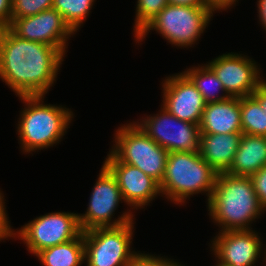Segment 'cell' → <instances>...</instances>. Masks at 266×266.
Segmentation results:
<instances>
[{"mask_svg":"<svg viewBox=\"0 0 266 266\" xmlns=\"http://www.w3.org/2000/svg\"><path fill=\"white\" fill-rule=\"evenodd\" d=\"M64 57L56 47L0 28V79L16 96H45L56 83Z\"/></svg>","mask_w":266,"mask_h":266,"instance_id":"6da1fadb","label":"cell"},{"mask_svg":"<svg viewBox=\"0 0 266 266\" xmlns=\"http://www.w3.org/2000/svg\"><path fill=\"white\" fill-rule=\"evenodd\" d=\"M206 206L209 218L219 227L218 232L252 230L253 221L256 222L265 212L250 176L227 172L217 174Z\"/></svg>","mask_w":266,"mask_h":266,"instance_id":"7a4b0ae2","label":"cell"},{"mask_svg":"<svg viewBox=\"0 0 266 266\" xmlns=\"http://www.w3.org/2000/svg\"><path fill=\"white\" fill-rule=\"evenodd\" d=\"M46 96H18L24 108L17 121V137L23 154L56 146L70 128L74 114L63 105L44 103Z\"/></svg>","mask_w":266,"mask_h":266,"instance_id":"3957f363","label":"cell"},{"mask_svg":"<svg viewBox=\"0 0 266 266\" xmlns=\"http://www.w3.org/2000/svg\"><path fill=\"white\" fill-rule=\"evenodd\" d=\"M217 174L199 152H168L165 174L159 184L161 195L184 206L191 196L204 193L208 203Z\"/></svg>","mask_w":266,"mask_h":266,"instance_id":"277c9868","label":"cell"},{"mask_svg":"<svg viewBox=\"0 0 266 266\" xmlns=\"http://www.w3.org/2000/svg\"><path fill=\"white\" fill-rule=\"evenodd\" d=\"M215 13L217 10L209 3L205 7L168 4L134 37V40L138 45L142 44L152 30L167 40V43L188 49L199 41Z\"/></svg>","mask_w":266,"mask_h":266,"instance_id":"5b68a950","label":"cell"},{"mask_svg":"<svg viewBox=\"0 0 266 266\" xmlns=\"http://www.w3.org/2000/svg\"><path fill=\"white\" fill-rule=\"evenodd\" d=\"M110 152L120 161L141 169L162 182L168 151L152 140L134 121L122 124L114 133Z\"/></svg>","mask_w":266,"mask_h":266,"instance_id":"8992f818","label":"cell"},{"mask_svg":"<svg viewBox=\"0 0 266 266\" xmlns=\"http://www.w3.org/2000/svg\"><path fill=\"white\" fill-rule=\"evenodd\" d=\"M135 221L83 232L87 266H132L140 251L131 247ZM133 250V251H132Z\"/></svg>","mask_w":266,"mask_h":266,"instance_id":"52a82bcc","label":"cell"},{"mask_svg":"<svg viewBox=\"0 0 266 266\" xmlns=\"http://www.w3.org/2000/svg\"><path fill=\"white\" fill-rule=\"evenodd\" d=\"M89 198L85 213L78 214L82 232L97 227H117L135 220L134 211L131 209L112 219L119 204L125 201L115 176L104 164Z\"/></svg>","mask_w":266,"mask_h":266,"instance_id":"ba28073f","label":"cell"},{"mask_svg":"<svg viewBox=\"0 0 266 266\" xmlns=\"http://www.w3.org/2000/svg\"><path fill=\"white\" fill-rule=\"evenodd\" d=\"M81 228L78 213L50 212L35 217L21 228L12 230V239L21 240L35 256L42 250L75 239Z\"/></svg>","mask_w":266,"mask_h":266,"instance_id":"9c48e42d","label":"cell"},{"mask_svg":"<svg viewBox=\"0 0 266 266\" xmlns=\"http://www.w3.org/2000/svg\"><path fill=\"white\" fill-rule=\"evenodd\" d=\"M160 109L134 122L168 152H199V125L176 118L162 106Z\"/></svg>","mask_w":266,"mask_h":266,"instance_id":"30bf717a","label":"cell"},{"mask_svg":"<svg viewBox=\"0 0 266 266\" xmlns=\"http://www.w3.org/2000/svg\"><path fill=\"white\" fill-rule=\"evenodd\" d=\"M206 63L230 97L249 96L266 80L258 63L240 52H226Z\"/></svg>","mask_w":266,"mask_h":266,"instance_id":"8fae6325","label":"cell"},{"mask_svg":"<svg viewBox=\"0 0 266 266\" xmlns=\"http://www.w3.org/2000/svg\"><path fill=\"white\" fill-rule=\"evenodd\" d=\"M7 27L18 37L56 47L64 56L70 37L76 34L53 8L29 17L11 18Z\"/></svg>","mask_w":266,"mask_h":266,"instance_id":"7c38bea8","label":"cell"},{"mask_svg":"<svg viewBox=\"0 0 266 266\" xmlns=\"http://www.w3.org/2000/svg\"><path fill=\"white\" fill-rule=\"evenodd\" d=\"M217 233L210 240L209 246L219 263L225 266H256L258 259L265 255L262 259L266 264V245L258 231L252 229Z\"/></svg>","mask_w":266,"mask_h":266,"instance_id":"4fadbf2b","label":"cell"},{"mask_svg":"<svg viewBox=\"0 0 266 266\" xmlns=\"http://www.w3.org/2000/svg\"><path fill=\"white\" fill-rule=\"evenodd\" d=\"M103 164L115 176L125 203L133 211L144 209L162 197L159 183L141 169L120 162L110 151Z\"/></svg>","mask_w":266,"mask_h":266,"instance_id":"5bb4252c","label":"cell"},{"mask_svg":"<svg viewBox=\"0 0 266 266\" xmlns=\"http://www.w3.org/2000/svg\"><path fill=\"white\" fill-rule=\"evenodd\" d=\"M161 83V106L176 118L199 125L206 102L192 81L179 72L165 77Z\"/></svg>","mask_w":266,"mask_h":266,"instance_id":"9a60e30c","label":"cell"},{"mask_svg":"<svg viewBox=\"0 0 266 266\" xmlns=\"http://www.w3.org/2000/svg\"><path fill=\"white\" fill-rule=\"evenodd\" d=\"M240 98L208 103L202 112L199 128L201 134H228L242 132Z\"/></svg>","mask_w":266,"mask_h":266,"instance_id":"2e32d148","label":"cell"},{"mask_svg":"<svg viewBox=\"0 0 266 266\" xmlns=\"http://www.w3.org/2000/svg\"><path fill=\"white\" fill-rule=\"evenodd\" d=\"M242 132L201 134V157L217 172H227L234 161Z\"/></svg>","mask_w":266,"mask_h":266,"instance_id":"e0dca14e","label":"cell"},{"mask_svg":"<svg viewBox=\"0 0 266 266\" xmlns=\"http://www.w3.org/2000/svg\"><path fill=\"white\" fill-rule=\"evenodd\" d=\"M266 166V137L242 134L232 166L227 173L251 176Z\"/></svg>","mask_w":266,"mask_h":266,"instance_id":"ac0fdd59","label":"cell"},{"mask_svg":"<svg viewBox=\"0 0 266 266\" xmlns=\"http://www.w3.org/2000/svg\"><path fill=\"white\" fill-rule=\"evenodd\" d=\"M36 258L43 266H81L85 264L84 236L40 251Z\"/></svg>","mask_w":266,"mask_h":266,"instance_id":"d6986e66","label":"cell"},{"mask_svg":"<svg viewBox=\"0 0 266 266\" xmlns=\"http://www.w3.org/2000/svg\"><path fill=\"white\" fill-rule=\"evenodd\" d=\"M193 66L186 68L183 73L196 86L206 104L226 100L230 97L226 93L222 82L207 63L201 66L199 64Z\"/></svg>","mask_w":266,"mask_h":266,"instance_id":"ffe728a7","label":"cell"},{"mask_svg":"<svg viewBox=\"0 0 266 266\" xmlns=\"http://www.w3.org/2000/svg\"><path fill=\"white\" fill-rule=\"evenodd\" d=\"M242 134L266 137L265 111L252 96L240 97Z\"/></svg>","mask_w":266,"mask_h":266,"instance_id":"44dd1931","label":"cell"},{"mask_svg":"<svg viewBox=\"0 0 266 266\" xmlns=\"http://www.w3.org/2000/svg\"><path fill=\"white\" fill-rule=\"evenodd\" d=\"M95 2L96 0H53L52 8L57 10L70 28L77 33L89 17Z\"/></svg>","mask_w":266,"mask_h":266,"instance_id":"7402d4cb","label":"cell"},{"mask_svg":"<svg viewBox=\"0 0 266 266\" xmlns=\"http://www.w3.org/2000/svg\"><path fill=\"white\" fill-rule=\"evenodd\" d=\"M133 27L134 37L153 19L165 6L168 0H137Z\"/></svg>","mask_w":266,"mask_h":266,"instance_id":"603a6c76","label":"cell"},{"mask_svg":"<svg viewBox=\"0 0 266 266\" xmlns=\"http://www.w3.org/2000/svg\"><path fill=\"white\" fill-rule=\"evenodd\" d=\"M53 0H12L11 18H22L36 15L52 9Z\"/></svg>","mask_w":266,"mask_h":266,"instance_id":"cb8c5ba5","label":"cell"},{"mask_svg":"<svg viewBox=\"0 0 266 266\" xmlns=\"http://www.w3.org/2000/svg\"><path fill=\"white\" fill-rule=\"evenodd\" d=\"M156 254H148L140 252L135 258L132 266H182L178 260ZM175 260V261H174Z\"/></svg>","mask_w":266,"mask_h":266,"instance_id":"d4e9b609","label":"cell"},{"mask_svg":"<svg viewBox=\"0 0 266 266\" xmlns=\"http://www.w3.org/2000/svg\"><path fill=\"white\" fill-rule=\"evenodd\" d=\"M255 193L258 196L261 206L266 211V166L250 176Z\"/></svg>","mask_w":266,"mask_h":266,"instance_id":"484cf974","label":"cell"},{"mask_svg":"<svg viewBox=\"0 0 266 266\" xmlns=\"http://www.w3.org/2000/svg\"><path fill=\"white\" fill-rule=\"evenodd\" d=\"M3 191L0 190V241L4 242V240H8L12 238V230L13 226H11V222L9 221V217L6 210V199L4 198Z\"/></svg>","mask_w":266,"mask_h":266,"instance_id":"4316f807","label":"cell"},{"mask_svg":"<svg viewBox=\"0 0 266 266\" xmlns=\"http://www.w3.org/2000/svg\"><path fill=\"white\" fill-rule=\"evenodd\" d=\"M12 0H0V28L11 22Z\"/></svg>","mask_w":266,"mask_h":266,"instance_id":"83f0119b","label":"cell"},{"mask_svg":"<svg viewBox=\"0 0 266 266\" xmlns=\"http://www.w3.org/2000/svg\"><path fill=\"white\" fill-rule=\"evenodd\" d=\"M207 3L211 4L218 12L227 11L230 8L232 9L233 6L239 0H205Z\"/></svg>","mask_w":266,"mask_h":266,"instance_id":"f1b7e54d","label":"cell"},{"mask_svg":"<svg viewBox=\"0 0 266 266\" xmlns=\"http://www.w3.org/2000/svg\"><path fill=\"white\" fill-rule=\"evenodd\" d=\"M265 111L266 118V80L251 94Z\"/></svg>","mask_w":266,"mask_h":266,"instance_id":"f546056e","label":"cell"},{"mask_svg":"<svg viewBox=\"0 0 266 266\" xmlns=\"http://www.w3.org/2000/svg\"><path fill=\"white\" fill-rule=\"evenodd\" d=\"M257 17L260 26L266 31V0H257Z\"/></svg>","mask_w":266,"mask_h":266,"instance_id":"4dcf8cb0","label":"cell"},{"mask_svg":"<svg viewBox=\"0 0 266 266\" xmlns=\"http://www.w3.org/2000/svg\"><path fill=\"white\" fill-rule=\"evenodd\" d=\"M172 5H183L191 7H205L208 3L205 0H168Z\"/></svg>","mask_w":266,"mask_h":266,"instance_id":"1f68e13d","label":"cell"},{"mask_svg":"<svg viewBox=\"0 0 266 266\" xmlns=\"http://www.w3.org/2000/svg\"><path fill=\"white\" fill-rule=\"evenodd\" d=\"M214 266H225V265L219 263V262L216 260V265H214Z\"/></svg>","mask_w":266,"mask_h":266,"instance_id":"d6a6232c","label":"cell"}]
</instances>
